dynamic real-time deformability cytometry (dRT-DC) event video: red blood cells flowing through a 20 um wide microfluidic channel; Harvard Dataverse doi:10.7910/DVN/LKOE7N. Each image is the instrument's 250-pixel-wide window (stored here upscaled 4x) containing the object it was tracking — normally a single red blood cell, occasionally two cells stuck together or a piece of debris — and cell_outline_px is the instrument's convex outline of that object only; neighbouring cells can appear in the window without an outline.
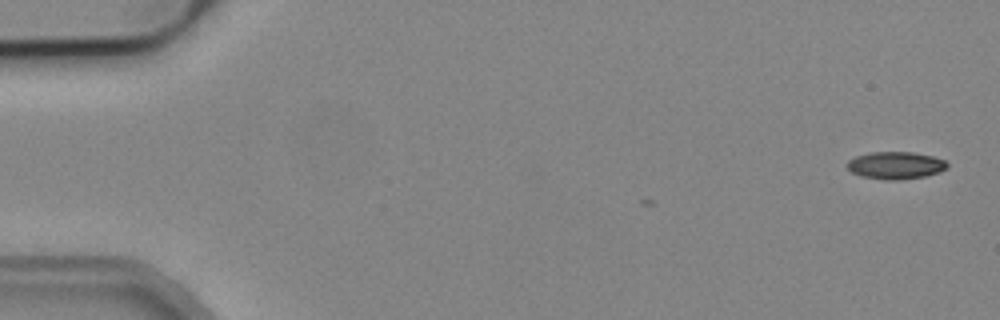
{"species": "common noctule bat (a hibernating species)", "species_latin": "Nyctalus noctula", "temperature_condition": "cold", "stored_images_in_passage": 2, "camera_frame_rate_fps": 3000, "um_per_image_px": 0.085, "animal": {"sex": "male", "body_mass_g": 19.2, "forearm_length_mm": 51.8}, "frame": {"image": 1, "passage_image": 2, "time_ms": 0.333, "image_size_px": [1000, 320], "cell_outline_px": [[948, 168], [940, 172], [924, 176], [900, 180], [884, 180], [860, 176], [852, 172], [848, 168], [848, 160], [856, 156], [872, 152], [912, 152], [932, 156], [944, 160], [948, 164]], "centroid_in_image_um": [76.14, 14.06], "position_along_channel_um": 8.9, "area_um2": 15.95}}